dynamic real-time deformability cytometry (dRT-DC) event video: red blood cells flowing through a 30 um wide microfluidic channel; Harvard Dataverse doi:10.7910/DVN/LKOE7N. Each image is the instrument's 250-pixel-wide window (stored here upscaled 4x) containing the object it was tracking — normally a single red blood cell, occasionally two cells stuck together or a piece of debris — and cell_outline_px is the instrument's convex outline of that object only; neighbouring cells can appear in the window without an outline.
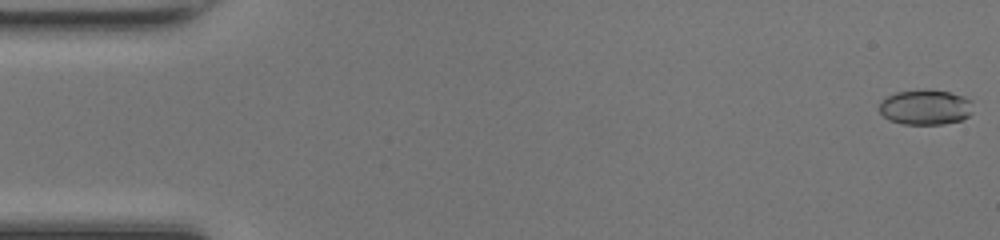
{"species": "common noctule bat (a hibernating species)", "species_latin": "Nyctalus noctula", "temperature_condition": "room temperature", "stored_images_in_passage": 49, "camera_frame_rate_fps": 3000, "um_per_image_px": 0.085, "animal": {"sex": "female", "body_mass_g": 17.0, "forearm_length_mm": 48.0}, "frame": {"image": 1, "passage_image": 1, "time_ms": 0.0, "image_size_px": [1000, 240], "cell_outline_px": [[972, 112], [968, 116], [960, 120], [944, 124], [904, 124], [888, 120], [880, 112], [880, 100], [884, 96], [896, 92], [928, 88], [948, 92], [964, 96], [972, 100]], "centroid_in_image_um": [78.64, 9.09], "position_along_channel_um": 6.4, "area_um2": 19.54}}
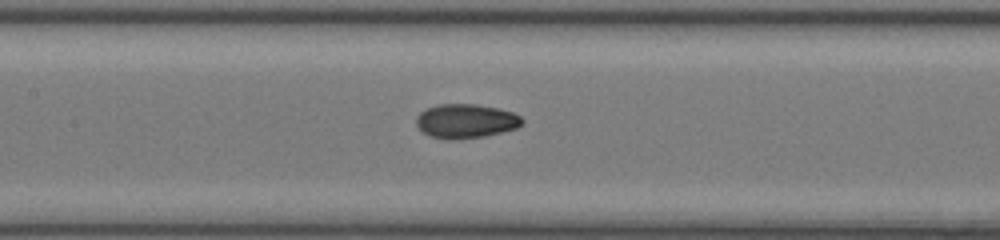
{"frame": {"image": 2, "passage_image": 23, "time_ms": 7.333, "image_size_px": [1000, 240], "cell_outline_px": [[524, 124], [516, 128], [484, 136], [456, 140], [448, 140], [432, 136], [424, 132], [416, 124], [416, 116], [420, 112], [428, 108], [440, 104], [476, 104], [496, 108], [512, 112], [520, 116], [524, 120]], "centroid_in_image_um": [39.6, 10.29], "position_along_channel_um": 167.8, "area_um2": 20.98}}
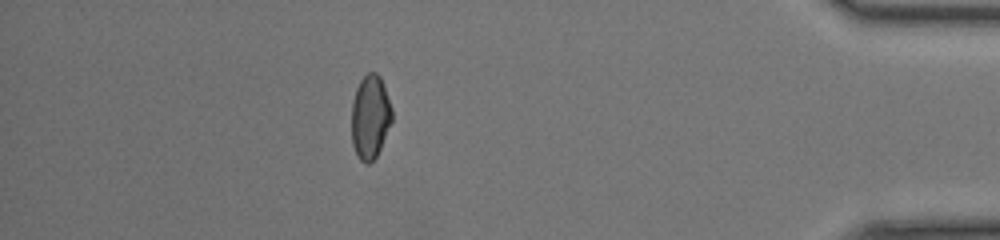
{"frame": {"image": 3, "passage_image": 43, "time_ms": 14.0, "image_size_px": [1000, 240], "cell_outline_px": [[392, 120], [380, 148], [376, 156], [368, 164], [364, 164], [356, 156], [352, 144], [352, 104], [356, 88], [360, 80], [368, 72], [376, 72], [380, 76], [392, 108]], "centroid_in_image_um": [31.45, 9.95], "position_along_channel_um": 403.7, "area_um2": 19.71}, "authors_computed_cell_mechanics": {"area_um2": 19.941, "velocity_mm_per_s": 4.3073, "shape_relaxation_time_tau1_ms": null, "shape_relaxation_time_tau2_ms": 1.2717, "deformation_change_tau1": null, "deformation_change_tau2": 0.0451}}